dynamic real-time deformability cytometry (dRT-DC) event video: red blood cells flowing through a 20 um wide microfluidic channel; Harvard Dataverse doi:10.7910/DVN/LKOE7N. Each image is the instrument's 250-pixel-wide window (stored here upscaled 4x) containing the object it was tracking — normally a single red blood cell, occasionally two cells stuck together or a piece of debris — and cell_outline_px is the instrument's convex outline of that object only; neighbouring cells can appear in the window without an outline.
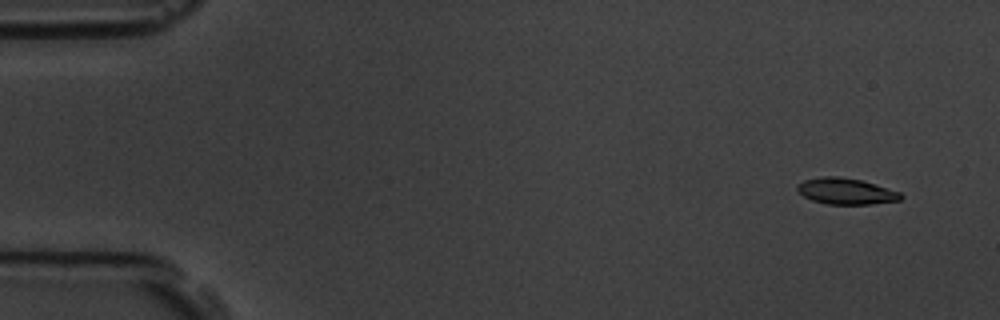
{"species": "common noctule bat (a hibernating species)", "species_latin": "Nyctalus noctula", "temperature_condition": "room temperature", "stored_images_in_passage": 4, "camera_frame_rate_fps": 3000, "um_per_image_px": 0.085, "animal": {"sex": "male", "body_mass_g": 19.5, "forearm_length_mm": 54.6}, "frame": {"image": 1, "passage_image": 1, "time_ms": 0.0, "image_size_px": [1000, 320], "cell_outline_px": [[904, 196], [900, 200], [872, 204], [828, 204], [812, 200], [804, 196], [796, 188], [796, 184], [804, 180], [820, 176], [840, 176], [860, 180], [876, 184], [900, 192]], "centroid_in_image_um": [71.9, 16.24], "position_along_channel_um": 13.1, "area_um2": 15.84}}